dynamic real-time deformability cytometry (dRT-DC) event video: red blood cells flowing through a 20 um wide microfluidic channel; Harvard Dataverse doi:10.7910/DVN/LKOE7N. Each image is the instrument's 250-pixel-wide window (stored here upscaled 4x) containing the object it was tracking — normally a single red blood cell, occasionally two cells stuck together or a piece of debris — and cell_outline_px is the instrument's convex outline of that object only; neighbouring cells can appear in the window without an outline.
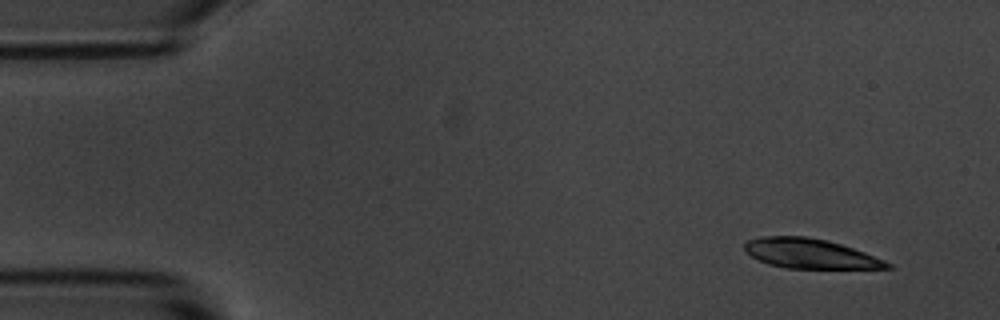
{"species": "common noctule bat (a hibernating species)", "species_latin": "Nyctalus noctula", "temperature_condition": "room temperature", "stored_images_in_passage": 4, "camera_frame_rate_fps": 3000, "um_per_image_px": 0.085, "animal": {"sex": "male", "body_mass_g": 20.1, "forearm_length_mm": 53.5}, "frame": {"image": 1, "passage_image": 1, "time_ms": 0.0, "image_size_px": [1000, 320], "cell_outline_px": [[892, 268], [784, 268], [768, 264], [752, 256], [744, 248], [744, 244], [748, 240], [760, 236], [804, 236], [828, 240], [864, 252], [884, 260], [892, 264]], "centroid_in_image_um": [68.84, 21.55], "position_along_channel_um": 16.2, "area_um2": 24.45}}